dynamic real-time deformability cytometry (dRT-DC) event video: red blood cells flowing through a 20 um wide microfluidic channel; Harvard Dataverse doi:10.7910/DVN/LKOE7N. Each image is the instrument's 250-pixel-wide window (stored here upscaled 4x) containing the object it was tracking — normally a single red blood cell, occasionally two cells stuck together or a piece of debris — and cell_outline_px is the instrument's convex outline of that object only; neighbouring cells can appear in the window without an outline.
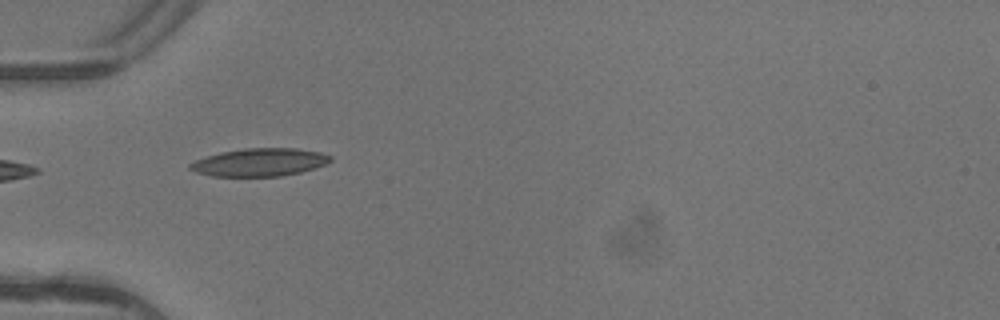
{"species": "common noctule bat (a hibernating species)", "species_latin": "Nyctalus noctula", "temperature_condition": "warm", "stored_images_in_passage": 7, "camera_frame_rate_fps": 3000, "um_per_image_px": 0.085, "animal": {"sex": "female"}, "frame": {"image": 1, "passage_image": 5, "time_ms": 1.333, "image_size_px": [1000, 320], "cell_outline_px": [[332, 160], [324, 164], [300, 172], [280, 176], [212, 176], [196, 172], [188, 168], [188, 164], [196, 160], [220, 152], [244, 148], [296, 148], [320, 152], [332, 156]], "centroid_in_image_um": [22.05, 13.79], "position_along_channel_um": 63.0, "area_um2": 22.66}}
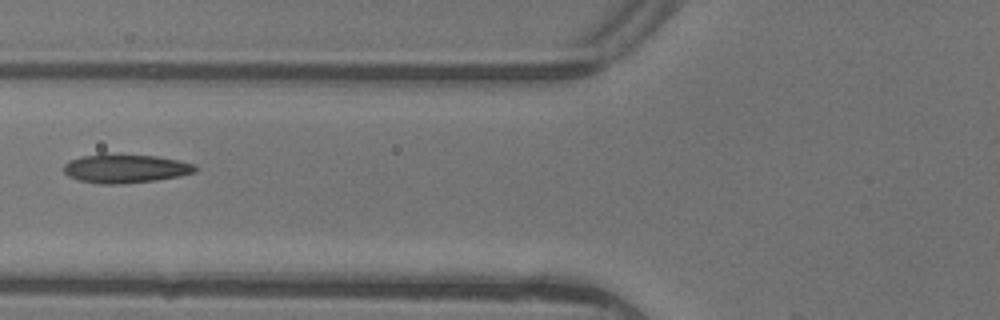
{"frame": {"image": 2, "passage_image": 6, "time_ms": 1.667, "image_size_px": [1000, 320], "cell_outline_px": [[196, 172], [180, 176], [156, 180], [124, 184], [100, 184], [76, 180], [68, 176], [64, 172], [64, 164], [80, 156], [104, 152], [156, 156], [196, 164]], "centroid_in_image_um": [10.63, 14.31], "position_along_channel_um": 115.2, "area_um2": 22.54}}
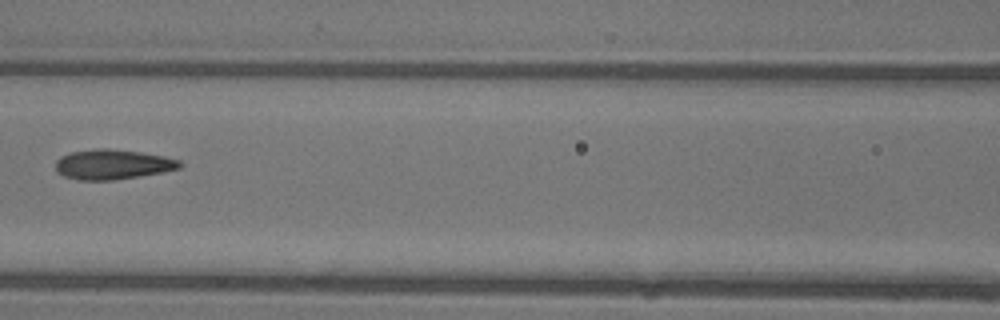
{"frame": {"image": 3, "passage_image": 7, "time_ms": 2.0, "image_size_px": [1000, 320], "cell_outline_px": [[184, 164], [180, 168], [160, 172], [116, 180], [76, 180], [64, 176], [56, 172], [56, 160], [60, 156], [72, 152], [96, 148], [108, 148], [140, 152], [164, 156], [180, 160]], "centroid_in_image_um": [9.55, 13.97], "position_along_channel_um": 157.0, "area_um2": 21.73}}